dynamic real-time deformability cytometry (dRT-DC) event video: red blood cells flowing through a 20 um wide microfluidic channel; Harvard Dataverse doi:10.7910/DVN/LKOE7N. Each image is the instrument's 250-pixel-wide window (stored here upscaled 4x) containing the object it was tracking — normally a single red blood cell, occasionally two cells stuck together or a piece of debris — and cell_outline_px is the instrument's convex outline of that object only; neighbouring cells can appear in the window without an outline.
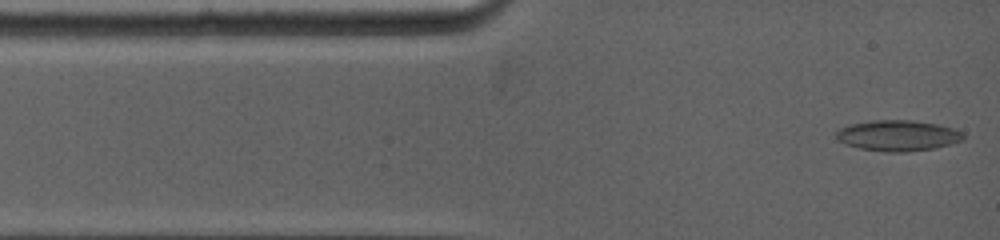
{"species": "common noctule bat (a hibernating species)", "species_latin": "Nyctalus noctula", "temperature_condition": "warm", "stored_images_in_passage": 8, "camera_frame_rate_fps": 5000, "um_per_image_px": 0.085, "animal": {"sex": "female", "body_mass_g": 19.0, "forearm_length_mm": 53.3}, "frame": {"image": 1, "passage_image": 1, "time_ms": 0.0, "image_size_px": [1000, 240], "cell_outline_px": [[964, 136], [960, 140], [936, 148], [904, 152], [888, 152], [860, 148], [848, 144], [840, 140], [836, 136], [836, 132], [840, 128], [852, 124], [876, 120], [908, 120], [936, 124], [952, 128], [960, 132]], "centroid_in_image_um": [76.3, 11.52], "position_along_channel_um": 8.7, "area_um2": 22.2}}